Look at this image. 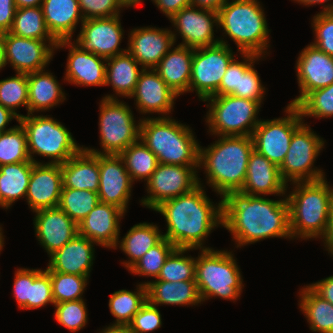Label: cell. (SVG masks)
<instances>
[{"label":"cell","mask_w":333,"mask_h":333,"mask_svg":"<svg viewBox=\"0 0 333 333\" xmlns=\"http://www.w3.org/2000/svg\"><path fill=\"white\" fill-rule=\"evenodd\" d=\"M222 206V227L230 231L237 248L267 238L292 239L286 197L272 200L234 192L222 198Z\"/></svg>","instance_id":"cell-1"},{"label":"cell","mask_w":333,"mask_h":333,"mask_svg":"<svg viewBox=\"0 0 333 333\" xmlns=\"http://www.w3.org/2000/svg\"><path fill=\"white\" fill-rule=\"evenodd\" d=\"M198 183L191 192L166 200L153 210L165 218L167 231L163 237L176 248L211 249L203 246L204 241L211 230L222 226V200L215 206L206 195L200 178Z\"/></svg>","instance_id":"cell-2"},{"label":"cell","mask_w":333,"mask_h":333,"mask_svg":"<svg viewBox=\"0 0 333 333\" xmlns=\"http://www.w3.org/2000/svg\"><path fill=\"white\" fill-rule=\"evenodd\" d=\"M219 137L211 146L199 145V170L204 168L208 186L224 198L242 189L254 143L252 136Z\"/></svg>","instance_id":"cell-3"},{"label":"cell","mask_w":333,"mask_h":333,"mask_svg":"<svg viewBox=\"0 0 333 333\" xmlns=\"http://www.w3.org/2000/svg\"><path fill=\"white\" fill-rule=\"evenodd\" d=\"M326 180L292 183L293 191L286 195L292 240L325 236L333 204V186Z\"/></svg>","instance_id":"cell-4"},{"label":"cell","mask_w":333,"mask_h":333,"mask_svg":"<svg viewBox=\"0 0 333 333\" xmlns=\"http://www.w3.org/2000/svg\"><path fill=\"white\" fill-rule=\"evenodd\" d=\"M171 117H147L140 121L139 139L160 164L199 166V143L191 127Z\"/></svg>","instance_id":"cell-5"},{"label":"cell","mask_w":333,"mask_h":333,"mask_svg":"<svg viewBox=\"0 0 333 333\" xmlns=\"http://www.w3.org/2000/svg\"><path fill=\"white\" fill-rule=\"evenodd\" d=\"M217 14L218 27L235 42L239 53H253L262 58L269 53L270 30L258 0H227Z\"/></svg>","instance_id":"cell-6"},{"label":"cell","mask_w":333,"mask_h":333,"mask_svg":"<svg viewBox=\"0 0 333 333\" xmlns=\"http://www.w3.org/2000/svg\"><path fill=\"white\" fill-rule=\"evenodd\" d=\"M196 257L195 281L201 301L212 297L237 300L243 289L240 268L232 251L201 249Z\"/></svg>","instance_id":"cell-7"},{"label":"cell","mask_w":333,"mask_h":333,"mask_svg":"<svg viewBox=\"0 0 333 333\" xmlns=\"http://www.w3.org/2000/svg\"><path fill=\"white\" fill-rule=\"evenodd\" d=\"M27 136V148L31 161L42 163L34 154L49 157L51 164H63L82 148L66 126L47 115L27 114L19 118ZM33 154V155H32Z\"/></svg>","instance_id":"cell-8"},{"label":"cell","mask_w":333,"mask_h":333,"mask_svg":"<svg viewBox=\"0 0 333 333\" xmlns=\"http://www.w3.org/2000/svg\"><path fill=\"white\" fill-rule=\"evenodd\" d=\"M208 102L206 123L209 132L218 136H252L261 120L257 119L261 104L233 95H213Z\"/></svg>","instance_id":"cell-9"},{"label":"cell","mask_w":333,"mask_h":333,"mask_svg":"<svg viewBox=\"0 0 333 333\" xmlns=\"http://www.w3.org/2000/svg\"><path fill=\"white\" fill-rule=\"evenodd\" d=\"M99 106L98 125L102 150L83 148L94 154L119 155L139 140L141 119L136 124L129 105L112 94L105 95Z\"/></svg>","instance_id":"cell-10"},{"label":"cell","mask_w":333,"mask_h":333,"mask_svg":"<svg viewBox=\"0 0 333 333\" xmlns=\"http://www.w3.org/2000/svg\"><path fill=\"white\" fill-rule=\"evenodd\" d=\"M325 141L306 123H302L293 133L285 159L279 167L283 181L311 182L326 178L323 170L313 168L316 158L324 148Z\"/></svg>","instance_id":"cell-11"},{"label":"cell","mask_w":333,"mask_h":333,"mask_svg":"<svg viewBox=\"0 0 333 333\" xmlns=\"http://www.w3.org/2000/svg\"><path fill=\"white\" fill-rule=\"evenodd\" d=\"M232 51L224 38L217 44L194 49L189 92L195 90L202 101L213 96L235 57Z\"/></svg>","instance_id":"cell-12"},{"label":"cell","mask_w":333,"mask_h":333,"mask_svg":"<svg viewBox=\"0 0 333 333\" xmlns=\"http://www.w3.org/2000/svg\"><path fill=\"white\" fill-rule=\"evenodd\" d=\"M286 117L261 120L252 134L254 150L278 167L288 152L294 131L304 122L296 106L285 107Z\"/></svg>","instance_id":"cell-13"},{"label":"cell","mask_w":333,"mask_h":333,"mask_svg":"<svg viewBox=\"0 0 333 333\" xmlns=\"http://www.w3.org/2000/svg\"><path fill=\"white\" fill-rule=\"evenodd\" d=\"M199 166L158 164L146 182L147 196L140 203L154 210L166 200L191 192L198 183Z\"/></svg>","instance_id":"cell-14"},{"label":"cell","mask_w":333,"mask_h":333,"mask_svg":"<svg viewBox=\"0 0 333 333\" xmlns=\"http://www.w3.org/2000/svg\"><path fill=\"white\" fill-rule=\"evenodd\" d=\"M74 44L82 51L92 52L105 59L127 52L119 48L124 31L120 15L109 18L86 19Z\"/></svg>","instance_id":"cell-15"},{"label":"cell","mask_w":333,"mask_h":333,"mask_svg":"<svg viewBox=\"0 0 333 333\" xmlns=\"http://www.w3.org/2000/svg\"><path fill=\"white\" fill-rule=\"evenodd\" d=\"M0 35L4 45L5 64L13 66L16 73L42 71L54 56L55 48L45 40L24 38L10 32Z\"/></svg>","instance_id":"cell-16"},{"label":"cell","mask_w":333,"mask_h":333,"mask_svg":"<svg viewBox=\"0 0 333 333\" xmlns=\"http://www.w3.org/2000/svg\"><path fill=\"white\" fill-rule=\"evenodd\" d=\"M169 20L176 28L175 32L182 37V42L178 45L196 49L220 42L219 38L214 39V26L218 27V14L215 11L189 6Z\"/></svg>","instance_id":"cell-17"},{"label":"cell","mask_w":333,"mask_h":333,"mask_svg":"<svg viewBox=\"0 0 333 333\" xmlns=\"http://www.w3.org/2000/svg\"><path fill=\"white\" fill-rule=\"evenodd\" d=\"M296 62L300 94L289 103L293 106H296L309 92L333 83V57L311 43L302 49Z\"/></svg>","instance_id":"cell-18"},{"label":"cell","mask_w":333,"mask_h":333,"mask_svg":"<svg viewBox=\"0 0 333 333\" xmlns=\"http://www.w3.org/2000/svg\"><path fill=\"white\" fill-rule=\"evenodd\" d=\"M99 202L112 204L127 212L133 182L119 155L99 154Z\"/></svg>","instance_id":"cell-19"},{"label":"cell","mask_w":333,"mask_h":333,"mask_svg":"<svg viewBox=\"0 0 333 333\" xmlns=\"http://www.w3.org/2000/svg\"><path fill=\"white\" fill-rule=\"evenodd\" d=\"M174 31L157 27H140L130 31L127 51L143 69H155L160 60L174 47Z\"/></svg>","instance_id":"cell-20"},{"label":"cell","mask_w":333,"mask_h":333,"mask_svg":"<svg viewBox=\"0 0 333 333\" xmlns=\"http://www.w3.org/2000/svg\"><path fill=\"white\" fill-rule=\"evenodd\" d=\"M177 97V93L166 84L155 69L142 70L134 93L130 96L131 99H135L141 114H162L158 118L170 117Z\"/></svg>","instance_id":"cell-21"},{"label":"cell","mask_w":333,"mask_h":333,"mask_svg":"<svg viewBox=\"0 0 333 333\" xmlns=\"http://www.w3.org/2000/svg\"><path fill=\"white\" fill-rule=\"evenodd\" d=\"M69 48L64 81L79 86H104L107 59L82 51L71 40L58 41L55 49Z\"/></svg>","instance_id":"cell-22"},{"label":"cell","mask_w":333,"mask_h":333,"mask_svg":"<svg viewBox=\"0 0 333 333\" xmlns=\"http://www.w3.org/2000/svg\"><path fill=\"white\" fill-rule=\"evenodd\" d=\"M34 212L35 235L49 256L78 235V225L59 207Z\"/></svg>","instance_id":"cell-23"},{"label":"cell","mask_w":333,"mask_h":333,"mask_svg":"<svg viewBox=\"0 0 333 333\" xmlns=\"http://www.w3.org/2000/svg\"><path fill=\"white\" fill-rule=\"evenodd\" d=\"M125 212L115 205L99 202L78 224V234L97 246L116 249L120 240V221Z\"/></svg>","instance_id":"cell-24"},{"label":"cell","mask_w":333,"mask_h":333,"mask_svg":"<svg viewBox=\"0 0 333 333\" xmlns=\"http://www.w3.org/2000/svg\"><path fill=\"white\" fill-rule=\"evenodd\" d=\"M62 188L61 164L34 163L25 199L33 212L58 207Z\"/></svg>","instance_id":"cell-25"},{"label":"cell","mask_w":333,"mask_h":333,"mask_svg":"<svg viewBox=\"0 0 333 333\" xmlns=\"http://www.w3.org/2000/svg\"><path fill=\"white\" fill-rule=\"evenodd\" d=\"M288 185L283 181L279 167L256 150L250 153L245 183L239 191L247 195H286Z\"/></svg>","instance_id":"cell-26"},{"label":"cell","mask_w":333,"mask_h":333,"mask_svg":"<svg viewBox=\"0 0 333 333\" xmlns=\"http://www.w3.org/2000/svg\"><path fill=\"white\" fill-rule=\"evenodd\" d=\"M94 244L78 234L49 256L46 270L89 277L95 259Z\"/></svg>","instance_id":"cell-27"},{"label":"cell","mask_w":333,"mask_h":333,"mask_svg":"<svg viewBox=\"0 0 333 333\" xmlns=\"http://www.w3.org/2000/svg\"><path fill=\"white\" fill-rule=\"evenodd\" d=\"M63 187L97 192L99 189V154L82 148L61 164Z\"/></svg>","instance_id":"cell-28"},{"label":"cell","mask_w":333,"mask_h":333,"mask_svg":"<svg viewBox=\"0 0 333 333\" xmlns=\"http://www.w3.org/2000/svg\"><path fill=\"white\" fill-rule=\"evenodd\" d=\"M42 10L46 26L57 40H71L77 24L84 22L77 0H43Z\"/></svg>","instance_id":"cell-29"},{"label":"cell","mask_w":333,"mask_h":333,"mask_svg":"<svg viewBox=\"0 0 333 333\" xmlns=\"http://www.w3.org/2000/svg\"><path fill=\"white\" fill-rule=\"evenodd\" d=\"M194 49L177 45L170 49L155 68L178 96L189 92Z\"/></svg>","instance_id":"cell-30"},{"label":"cell","mask_w":333,"mask_h":333,"mask_svg":"<svg viewBox=\"0 0 333 333\" xmlns=\"http://www.w3.org/2000/svg\"><path fill=\"white\" fill-rule=\"evenodd\" d=\"M28 114L47 111L66 99L65 92L51 72L42 70L27 74Z\"/></svg>","instance_id":"cell-31"},{"label":"cell","mask_w":333,"mask_h":333,"mask_svg":"<svg viewBox=\"0 0 333 333\" xmlns=\"http://www.w3.org/2000/svg\"><path fill=\"white\" fill-rule=\"evenodd\" d=\"M147 286V299L154 306L197 305L201 298L196 281L167 282L162 280L143 282Z\"/></svg>","instance_id":"cell-32"},{"label":"cell","mask_w":333,"mask_h":333,"mask_svg":"<svg viewBox=\"0 0 333 333\" xmlns=\"http://www.w3.org/2000/svg\"><path fill=\"white\" fill-rule=\"evenodd\" d=\"M138 65L140 66L128 51L108 58L105 86L112 85L116 95L130 98L134 93L138 78L144 70L139 69Z\"/></svg>","instance_id":"cell-33"},{"label":"cell","mask_w":333,"mask_h":333,"mask_svg":"<svg viewBox=\"0 0 333 333\" xmlns=\"http://www.w3.org/2000/svg\"><path fill=\"white\" fill-rule=\"evenodd\" d=\"M163 234L159 227L153 223H138L131 227L127 234L118 241L116 248L119 246L129 258L121 262L127 270L137 263L149 249L157 245L162 239Z\"/></svg>","instance_id":"cell-34"},{"label":"cell","mask_w":333,"mask_h":333,"mask_svg":"<svg viewBox=\"0 0 333 333\" xmlns=\"http://www.w3.org/2000/svg\"><path fill=\"white\" fill-rule=\"evenodd\" d=\"M33 161L0 166V207L9 209L18 199L26 197Z\"/></svg>","instance_id":"cell-35"},{"label":"cell","mask_w":333,"mask_h":333,"mask_svg":"<svg viewBox=\"0 0 333 333\" xmlns=\"http://www.w3.org/2000/svg\"><path fill=\"white\" fill-rule=\"evenodd\" d=\"M299 292V308L313 332L333 333V305L318 295L309 285Z\"/></svg>","instance_id":"cell-36"},{"label":"cell","mask_w":333,"mask_h":333,"mask_svg":"<svg viewBox=\"0 0 333 333\" xmlns=\"http://www.w3.org/2000/svg\"><path fill=\"white\" fill-rule=\"evenodd\" d=\"M9 32L24 38L48 41L54 48L58 43L46 26L41 6L16 9Z\"/></svg>","instance_id":"cell-37"},{"label":"cell","mask_w":333,"mask_h":333,"mask_svg":"<svg viewBox=\"0 0 333 333\" xmlns=\"http://www.w3.org/2000/svg\"><path fill=\"white\" fill-rule=\"evenodd\" d=\"M137 291L126 289L115 291L109 299L110 313L116 318L113 324L129 325L134 315L146 303L147 286L143 283L136 285Z\"/></svg>","instance_id":"cell-38"},{"label":"cell","mask_w":333,"mask_h":333,"mask_svg":"<svg viewBox=\"0 0 333 333\" xmlns=\"http://www.w3.org/2000/svg\"><path fill=\"white\" fill-rule=\"evenodd\" d=\"M119 156L133 183L143 179L146 182L159 164L157 156L140 139L122 151Z\"/></svg>","instance_id":"cell-39"},{"label":"cell","mask_w":333,"mask_h":333,"mask_svg":"<svg viewBox=\"0 0 333 333\" xmlns=\"http://www.w3.org/2000/svg\"><path fill=\"white\" fill-rule=\"evenodd\" d=\"M98 203L97 192L63 187L58 207L78 225Z\"/></svg>","instance_id":"cell-40"},{"label":"cell","mask_w":333,"mask_h":333,"mask_svg":"<svg viewBox=\"0 0 333 333\" xmlns=\"http://www.w3.org/2000/svg\"><path fill=\"white\" fill-rule=\"evenodd\" d=\"M190 250L175 248L166 258L156 280L167 282L195 281L196 258L183 255Z\"/></svg>","instance_id":"cell-41"},{"label":"cell","mask_w":333,"mask_h":333,"mask_svg":"<svg viewBox=\"0 0 333 333\" xmlns=\"http://www.w3.org/2000/svg\"><path fill=\"white\" fill-rule=\"evenodd\" d=\"M18 124L0 135V166L31 161L26 132L21 123Z\"/></svg>","instance_id":"cell-42"},{"label":"cell","mask_w":333,"mask_h":333,"mask_svg":"<svg viewBox=\"0 0 333 333\" xmlns=\"http://www.w3.org/2000/svg\"><path fill=\"white\" fill-rule=\"evenodd\" d=\"M0 105L11 110L19 118L17 108L25 106L28 114V80L27 74L17 73L14 77L0 80Z\"/></svg>","instance_id":"cell-43"},{"label":"cell","mask_w":333,"mask_h":333,"mask_svg":"<svg viewBox=\"0 0 333 333\" xmlns=\"http://www.w3.org/2000/svg\"><path fill=\"white\" fill-rule=\"evenodd\" d=\"M55 304L83 299L89 277L48 271Z\"/></svg>","instance_id":"cell-44"},{"label":"cell","mask_w":333,"mask_h":333,"mask_svg":"<svg viewBox=\"0 0 333 333\" xmlns=\"http://www.w3.org/2000/svg\"><path fill=\"white\" fill-rule=\"evenodd\" d=\"M301 117H333V83L325 88L309 92L297 105Z\"/></svg>","instance_id":"cell-45"},{"label":"cell","mask_w":333,"mask_h":333,"mask_svg":"<svg viewBox=\"0 0 333 333\" xmlns=\"http://www.w3.org/2000/svg\"><path fill=\"white\" fill-rule=\"evenodd\" d=\"M176 247L166 238L148 250L128 271L139 276L157 278L166 258Z\"/></svg>","instance_id":"cell-46"},{"label":"cell","mask_w":333,"mask_h":333,"mask_svg":"<svg viewBox=\"0 0 333 333\" xmlns=\"http://www.w3.org/2000/svg\"><path fill=\"white\" fill-rule=\"evenodd\" d=\"M57 322L70 332H78L88 322V309L84 299L54 304Z\"/></svg>","instance_id":"cell-47"},{"label":"cell","mask_w":333,"mask_h":333,"mask_svg":"<svg viewBox=\"0 0 333 333\" xmlns=\"http://www.w3.org/2000/svg\"><path fill=\"white\" fill-rule=\"evenodd\" d=\"M55 304L49 272L44 269H31V292L28 310Z\"/></svg>","instance_id":"cell-48"},{"label":"cell","mask_w":333,"mask_h":333,"mask_svg":"<svg viewBox=\"0 0 333 333\" xmlns=\"http://www.w3.org/2000/svg\"><path fill=\"white\" fill-rule=\"evenodd\" d=\"M243 61L231 60L226 68L220 86L214 95H232L239 90L240 74H242L253 62L261 60V56L253 53H240Z\"/></svg>","instance_id":"cell-49"},{"label":"cell","mask_w":333,"mask_h":333,"mask_svg":"<svg viewBox=\"0 0 333 333\" xmlns=\"http://www.w3.org/2000/svg\"><path fill=\"white\" fill-rule=\"evenodd\" d=\"M315 40L311 44L333 57V12H319L313 16Z\"/></svg>","instance_id":"cell-50"},{"label":"cell","mask_w":333,"mask_h":333,"mask_svg":"<svg viewBox=\"0 0 333 333\" xmlns=\"http://www.w3.org/2000/svg\"><path fill=\"white\" fill-rule=\"evenodd\" d=\"M84 20L120 15V9L131 7L125 0H77Z\"/></svg>","instance_id":"cell-51"},{"label":"cell","mask_w":333,"mask_h":333,"mask_svg":"<svg viewBox=\"0 0 333 333\" xmlns=\"http://www.w3.org/2000/svg\"><path fill=\"white\" fill-rule=\"evenodd\" d=\"M253 62L242 74H240L239 90H235L233 96L263 102L266 88L262 85L260 76L255 70Z\"/></svg>","instance_id":"cell-52"},{"label":"cell","mask_w":333,"mask_h":333,"mask_svg":"<svg viewBox=\"0 0 333 333\" xmlns=\"http://www.w3.org/2000/svg\"><path fill=\"white\" fill-rule=\"evenodd\" d=\"M161 313L157 306L148 300L134 315L132 322L128 325L131 333L153 332L162 326Z\"/></svg>","instance_id":"cell-53"},{"label":"cell","mask_w":333,"mask_h":333,"mask_svg":"<svg viewBox=\"0 0 333 333\" xmlns=\"http://www.w3.org/2000/svg\"><path fill=\"white\" fill-rule=\"evenodd\" d=\"M31 292V269H16L13 283V295L20 309L28 310Z\"/></svg>","instance_id":"cell-54"},{"label":"cell","mask_w":333,"mask_h":333,"mask_svg":"<svg viewBox=\"0 0 333 333\" xmlns=\"http://www.w3.org/2000/svg\"><path fill=\"white\" fill-rule=\"evenodd\" d=\"M16 11L14 0H0V34L9 32Z\"/></svg>","instance_id":"cell-55"},{"label":"cell","mask_w":333,"mask_h":333,"mask_svg":"<svg viewBox=\"0 0 333 333\" xmlns=\"http://www.w3.org/2000/svg\"><path fill=\"white\" fill-rule=\"evenodd\" d=\"M170 19L183 8L191 6V0H151Z\"/></svg>","instance_id":"cell-56"},{"label":"cell","mask_w":333,"mask_h":333,"mask_svg":"<svg viewBox=\"0 0 333 333\" xmlns=\"http://www.w3.org/2000/svg\"><path fill=\"white\" fill-rule=\"evenodd\" d=\"M309 286L322 298L333 305V275L323 280L309 284Z\"/></svg>","instance_id":"cell-57"},{"label":"cell","mask_w":333,"mask_h":333,"mask_svg":"<svg viewBox=\"0 0 333 333\" xmlns=\"http://www.w3.org/2000/svg\"><path fill=\"white\" fill-rule=\"evenodd\" d=\"M227 0H191V6L218 12Z\"/></svg>","instance_id":"cell-58"},{"label":"cell","mask_w":333,"mask_h":333,"mask_svg":"<svg viewBox=\"0 0 333 333\" xmlns=\"http://www.w3.org/2000/svg\"><path fill=\"white\" fill-rule=\"evenodd\" d=\"M14 118L17 122H19V117L16 114H14L8 108H5L2 105H0V131L1 132L7 131V130H10L13 128V127H10V128L6 129L9 122L12 121Z\"/></svg>","instance_id":"cell-59"},{"label":"cell","mask_w":333,"mask_h":333,"mask_svg":"<svg viewBox=\"0 0 333 333\" xmlns=\"http://www.w3.org/2000/svg\"><path fill=\"white\" fill-rule=\"evenodd\" d=\"M323 242L325 244L324 247H326V250L328 251V254L330 253V255H333V204L330 211L327 232L323 237Z\"/></svg>","instance_id":"cell-60"},{"label":"cell","mask_w":333,"mask_h":333,"mask_svg":"<svg viewBox=\"0 0 333 333\" xmlns=\"http://www.w3.org/2000/svg\"><path fill=\"white\" fill-rule=\"evenodd\" d=\"M296 1L300 4H303L305 6H312V5H316V4H322L331 0H293ZM325 6H323V10L322 12H333V2L332 3H328L327 5L324 4Z\"/></svg>","instance_id":"cell-61"},{"label":"cell","mask_w":333,"mask_h":333,"mask_svg":"<svg viewBox=\"0 0 333 333\" xmlns=\"http://www.w3.org/2000/svg\"><path fill=\"white\" fill-rule=\"evenodd\" d=\"M99 333H131L129 330V326L127 325H118V324H110L108 327L102 329Z\"/></svg>","instance_id":"cell-62"},{"label":"cell","mask_w":333,"mask_h":333,"mask_svg":"<svg viewBox=\"0 0 333 333\" xmlns=\"http://www.w3.org/2000/svg\"><path fill=\"white\" fill-rule=\"evenodd\" d=\"M16 9L18 8H31L42 5L43 0H14Z\"/></svg>","instance_id":"cell-63"},{"label":"cell","mask_w":333,"mask_h":333,"mask_svg":"<svg viewBox=\"0 0 333 333\" xmlns=\"http://www.w3.org/2000/svg\"><path fill=\"white\" fill-rule=\"evenodd\" d=\"M5 60H4V45L2 42V37L0 35V70L5 67Z\"/></svg>","instance_id":"cell-64"},{"label":"cell","mask_w":333,"mask_h":333,"mask_svg":"<svg viewBox=\"0 0 333 333\" xmlns=\"http://www.w3.org/2000/svg\"><path fill=\"white\" fill-rule=\"evenodd\" d=\"M131 7L133 6H136V5H140V3L143 1V0H125Z\"/></svg>","instance_id":"cell-65"},{"label":"cell","mask_w":333,"mask_h":333,"mask_svg":"<svg viewBox=\"0 0 333 333\" xmlns=\"http://www.w3.org/2000/svg\"><path fill=\"white\" fill-rule=\"evenodd\" d=\"M3 244H5L4 243V235H3V232H2V227L0 225V252L3 249Z\"/></svg>","instance_id":"cell-66"}]
</instances>
